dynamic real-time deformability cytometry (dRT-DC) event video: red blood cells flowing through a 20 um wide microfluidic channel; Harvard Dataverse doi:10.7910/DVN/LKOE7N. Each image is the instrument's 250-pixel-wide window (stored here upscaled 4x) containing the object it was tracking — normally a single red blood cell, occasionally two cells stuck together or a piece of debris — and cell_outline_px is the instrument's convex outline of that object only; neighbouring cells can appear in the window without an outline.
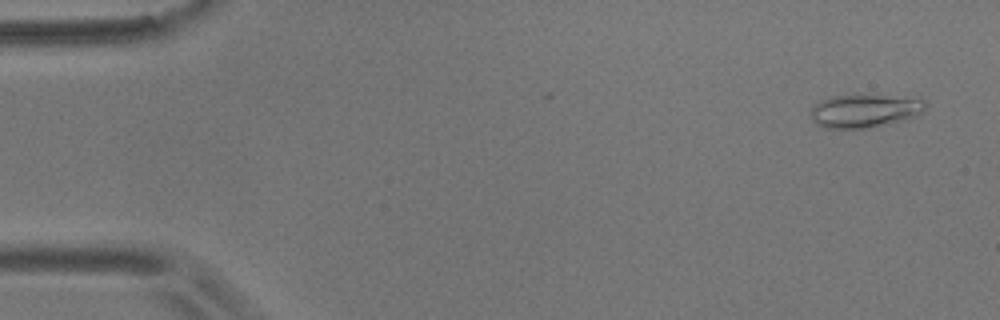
{"species": "common noctule bat (a hibernating species)", "species_latin": "Nyctalus noctula", "temperature_condition": "room temperature", "stored_images_in_passage": 8, "camera_frame_rate_fps": 3000, "um_per_image_px": 0.085, "animal": {"sex": "male", "body_mass_g": 17.9}, "frame": {"image": 1, "passage_image": 3, "time_ms": 0.667, "image_size_px": [1000, 320], "cell_outline_px": [[928, 104], [916, 116], [904, 120], [868, 128], [824, 128], [816, 124], [808, 116], [808, 112], [820, 100], [832, 96], [884, 96], [924, 100]], "centroid_in_image_um": [73.41, 9.45], "position_along_channel_um": 11.6, "area_um2": 21.91}}